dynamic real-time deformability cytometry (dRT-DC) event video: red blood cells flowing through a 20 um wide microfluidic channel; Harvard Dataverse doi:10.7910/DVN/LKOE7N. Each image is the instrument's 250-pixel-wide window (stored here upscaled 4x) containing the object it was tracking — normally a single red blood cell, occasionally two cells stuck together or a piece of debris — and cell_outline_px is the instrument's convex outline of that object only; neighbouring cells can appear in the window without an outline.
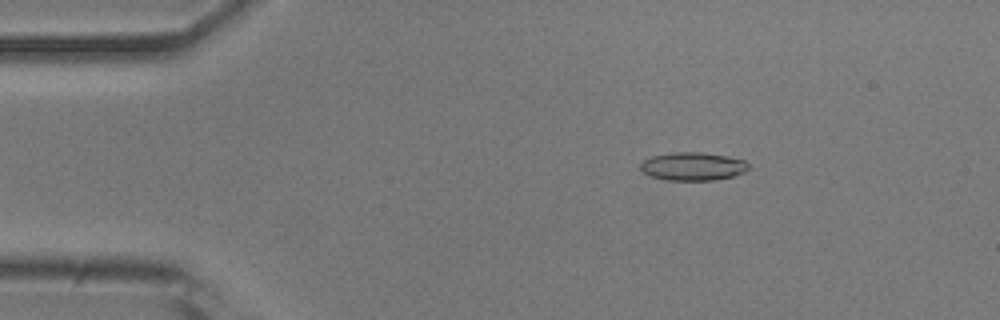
{"species": "common noctule bat (a hibernating species)", "species_latin": "Nyctalus noctula", "temperature_condition": "room temperature", "stored_images_in_passage": 54, "camera_frame_rate_fps": 3000, "um_per_image_px": 0.085, "animal": {"sex": "male", "body_mass_g": 20.5, "forearm_length_mm": 52.5}, "frame": {"image": 1, "passage_image": 9, "time_ms": 2.667, "image_size_px": [1000, 320], "cell_outline_px": [[748, 168], [744, 172], [732, 176], [716, 180], [668, 180], [652, 176], [644, 172], [640, 168], [640, 164], [644, 160], [652, 156], [672, 152], [704, 152], [728, 156], [744, 160], [748, 164]], "centroid_in_image_um": [58.9, 14.13], "position_along_channel_um": 26.1, "area_um2": 17.69}}
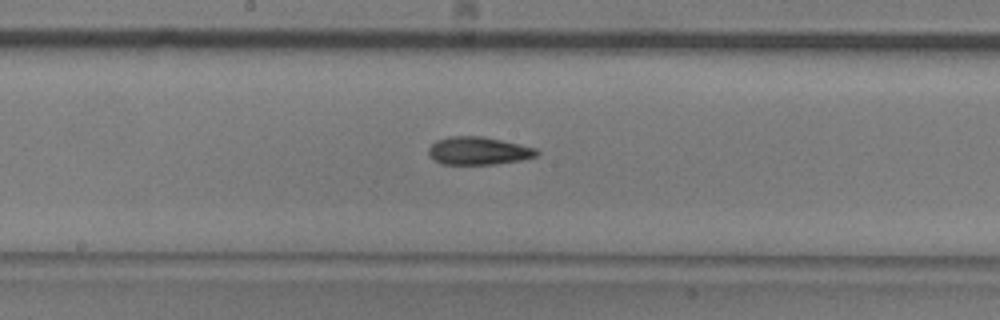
{"frame": {"image": 2, "passage_image": 28, "time_ms": 9.0, "image_size_px": [1000, 320], "cell_outline_px": [[540, 152], [536, 156], [520, 160], [492, 164], [444, 164], [432, 160], [428, 156], [428, 148], [436, 140], [448, 136], [484, 136], [520, 144], [536, 148]], "centroid_in_image_um": [40.63, 12.81], "position_along_channel_um": 207.6, "area_um2": 17.69}}
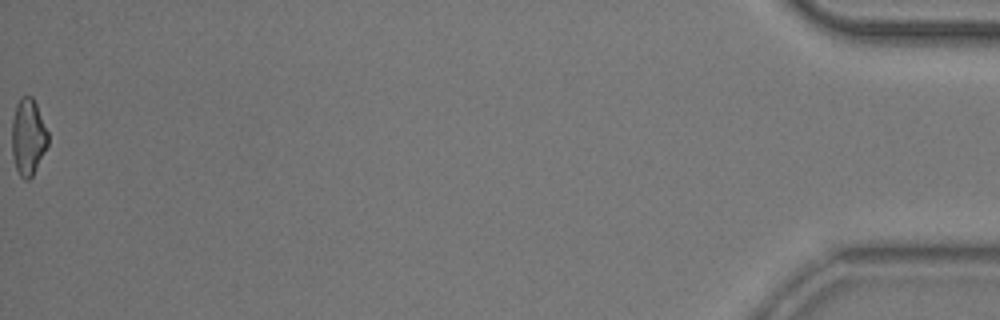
{"frame": {"image": 3, "passage_image": 54, "time_ms": 17.667, "image_size_px": [1000, 320], "cell_outline_px": [[48, 144], [32, 176], [28, 180], [24, 180], [20, 176], [16, 168], [12, 156], [12, 120], [16, 104], [20, 96], [32, 96], [36, 104], [48, 132]], "centroid_in_image_um": [2.37, 11.63], "position_along_channel_um": 432.8, "area_um2": 16.07}, "authors_computed_cell_mechanics": {"area_um2": 17.2822, "velocity_mm_per_s": 3.7963, "shape_relaxation_time_tau1_ms": 8.6161, "shape_relaxation_time_tau2_ms": 5.4225, "deformation_change_tau1": 0.2012, "deformation_change_tau2": 0.1521}}